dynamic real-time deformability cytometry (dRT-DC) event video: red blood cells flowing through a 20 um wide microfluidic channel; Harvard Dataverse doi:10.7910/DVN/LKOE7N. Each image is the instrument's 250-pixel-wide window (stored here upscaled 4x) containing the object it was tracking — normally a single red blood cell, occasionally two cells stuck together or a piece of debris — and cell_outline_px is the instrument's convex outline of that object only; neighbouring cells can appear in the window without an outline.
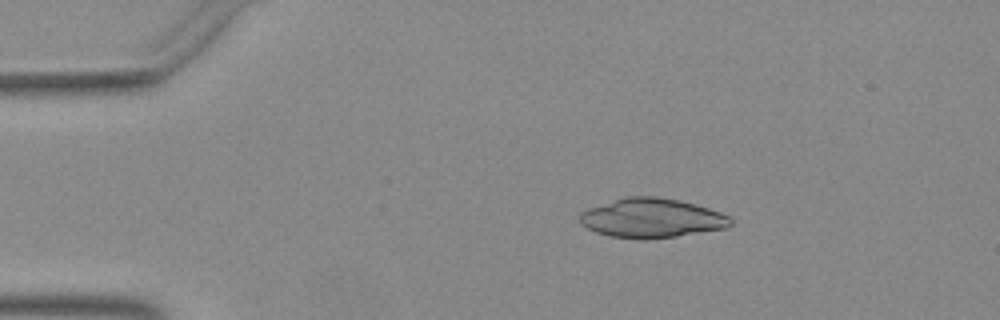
{"species": "Egyptian fruit bat (a non-hibernating species)", "species_latin": "Rousettus aegyptiacus", "temperature_condition": "warm", "stored_images_in_passage": 47, "camera_frame_rate_fps": 3000, "um_per_image_px": 0.085, "animal": {"sex": "female"}, "frame": {"image": 1, "passage_image": 6, "time_ms": 1.667, "image_size_px": [1000, 320], "cell_outline_px": [[732, 224], [728, 228], [676, 236], [648, 240], [644, 240], [608, 236], [596, 232], [580, 224], [580, 212], [588, 208], [624, 196], [656, 196], [680, 200], [696, 204], [720, 212], [728, 216], [732, 220]], "centroid_in_image_um": [55.38, 18.54], "position_along_channel_um": 29.6, "area_um2": 34.91}}